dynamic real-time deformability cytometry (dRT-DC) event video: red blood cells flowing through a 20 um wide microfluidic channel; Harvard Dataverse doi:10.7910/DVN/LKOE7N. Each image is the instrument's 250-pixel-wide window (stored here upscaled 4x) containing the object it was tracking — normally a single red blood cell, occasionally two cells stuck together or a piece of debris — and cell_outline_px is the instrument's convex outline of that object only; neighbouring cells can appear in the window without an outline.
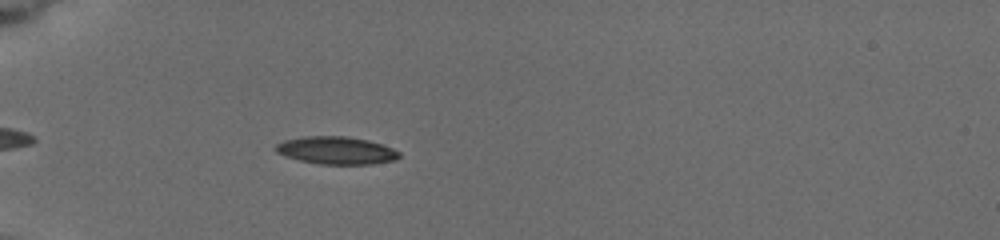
{"species": "common noctule bat (a hibernating species)", "species_latin": "Nyctalus noctula", "temperature_condition": "cold", "stored_images_in_passage": 4, "camera_frame_rate_fps": 3000, "um_per_image_px": 0.085, "animal": {"sex": "female", "body_mass_g": 19.5, "forearm_length_mm": 54.1}, "frame": {"image": 1, "passage_image": 3, "time_ms": 1.667, "image_size_px": [1000, 240], "cell_outline_px": [[400, 156], [396, 160], [372, 164], [320, 164], [300, 160], [276, 152], [276, 144], [284, 140], [304, 136], [344, 136], [368, 140], [392, 148], [400, 152]], "centroid_in_image_um": [28.61, 12.78], "position_along_channel_um": 56.4, "area_um2": 19.71}}